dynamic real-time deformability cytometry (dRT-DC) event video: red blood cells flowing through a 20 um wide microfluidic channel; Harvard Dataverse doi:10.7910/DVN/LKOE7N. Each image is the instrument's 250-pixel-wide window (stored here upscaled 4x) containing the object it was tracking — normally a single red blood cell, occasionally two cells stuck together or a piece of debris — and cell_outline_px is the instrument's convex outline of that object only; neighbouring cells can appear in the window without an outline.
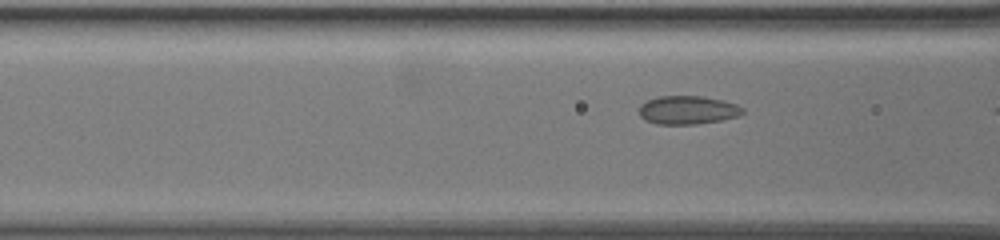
{"species": "common noctule bat (a hibernating species)", "species_latin": "Nyctalus noctula", "temperature_condition": "warm", "stored_images_in_passage": 18, "camera_frame_rate_fps": 3000, "um_per_image_px": 0.085, "animal": {"sex": "female", "body_mass_g": 19.5, "forearm_length_mm": 54.1}, "frame": {"image": 1, "passage_image": 16, "time_ms": 5.0, "image_size_px": [1000, 240], "cell_outline_px": [[744, 112], [736, 116], [720, 120], [696, 124], [656, 124], [644, 120], [640, 116], [640, 104], [648, 100], [660, 96], [704, 96], [724, 100], [736, 104], [744, 108]], "centroid_in_image_um": [58.45, 9.35], "position_along_channel_um": 108.2, "area_um2": 17.17}}